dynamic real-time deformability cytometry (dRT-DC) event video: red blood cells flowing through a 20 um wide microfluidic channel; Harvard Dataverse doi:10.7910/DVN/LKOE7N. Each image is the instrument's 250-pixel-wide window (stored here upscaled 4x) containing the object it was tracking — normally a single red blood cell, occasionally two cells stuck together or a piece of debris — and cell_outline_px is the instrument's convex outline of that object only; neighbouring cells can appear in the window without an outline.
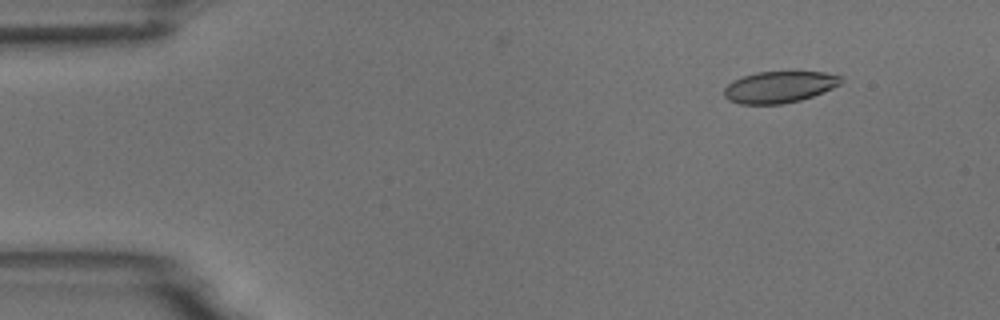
{"species": "common noctule bat (a hibernating species)", "species_latin": "Nyctalus noctula", "temperature_condition": "room temperature", "stored_images_in_passage": 4, "camera_frame_rate_fps": 3000, "um_per_image_px": 0.085, "animal": {"sex": "male", "body_mass_g": 18.8}, "frame": {"image": 1, "passage_image": 1, "time_ms": 0.0, "image_size_px": [1000, 320], "cell_outline_px": [[844, 80], [840, 84], [832, 88], [812, 96], [800, 100], [780, 104], [740, 104], [728, 100], [724, 96], [724, 88], [732, 80], [756, 72], [792, 68], [824, 72], [840, 76]], "centroid_in_image_um": [66.26, 7.33], "position_along_channel_um": 18.7, "area_um2": 22.37}}